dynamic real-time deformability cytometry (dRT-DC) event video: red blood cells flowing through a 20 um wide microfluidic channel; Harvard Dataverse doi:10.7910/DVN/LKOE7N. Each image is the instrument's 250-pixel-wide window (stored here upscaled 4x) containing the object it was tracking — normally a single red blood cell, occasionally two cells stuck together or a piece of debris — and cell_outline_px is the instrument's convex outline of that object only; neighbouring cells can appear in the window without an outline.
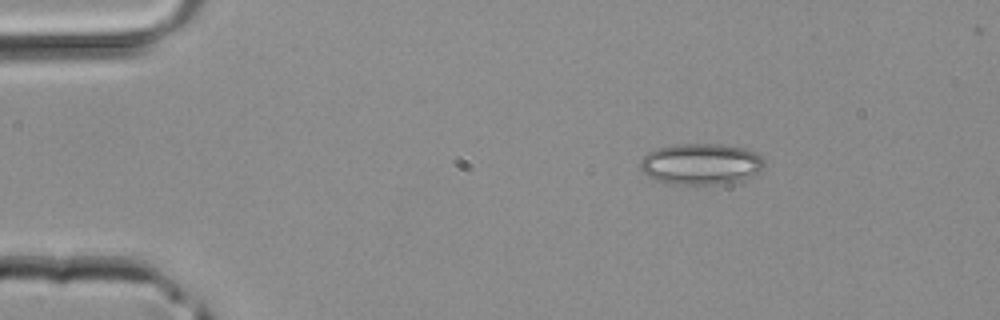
{"species": "common noctule bat (a hibernating species)", "species_latin": "Nyctalus noctula", "temperature_condition": "room temperature", "stored_images_in_passage": 36, "camera_frame_rate_fps": 3000, "um_per_image_px": 0.085, "animal": {"sex": "male", "body_mass_g": 20.4}, "frame": {"image": 1, "passage_image": 1, "time_ms": 0.0, "image_size_px": [1000, 320], "cell_outline_px": [[764, 164], [752, 176], [740, 180], [720, 184], [668, 184], [644, 172], [640, 168], [640, 160], [648, 152], [656, 148], [676, 144], [720, 144], [744, 148], [756, 152], [764, 160]], "centroid_in_image_um": [59.57, 13.92], "position_along_channel_um": 25.4, "area_um2": 29.48}}
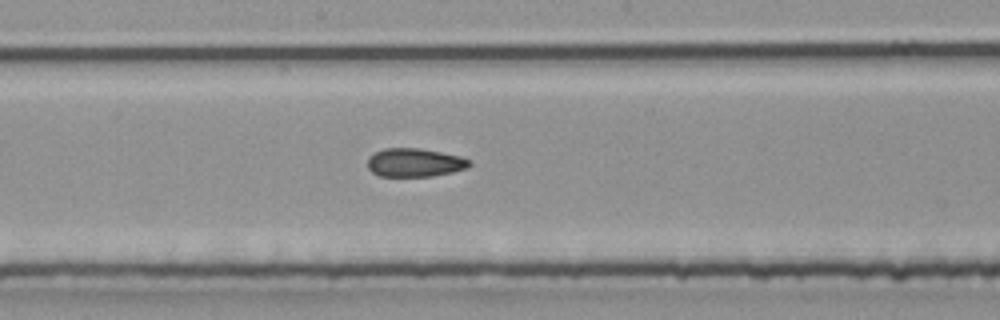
{"frame": {"image": 2, "passage_image": 17, "time_ms": 5.333, "image_size_px": [1000, 320], "cell_outline_px": [[472, 164], [468, 168], [452, 172], [432, 176], [380, 176], [372, 172], [368, 168], [368, 160], [376, 152], [384, 148], [420, 148], [460, 156], [468, 160]], "centroid_in_image_um": [35.27, 13.82], "position_along_channel_um": 212.9, "area_um2": 16.76}}
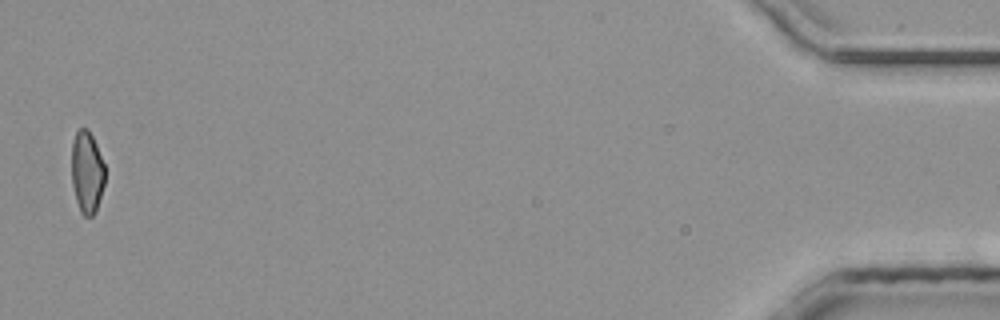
{"frame": {"image": 3, "passage_image": 36, "time_ms": 11.667, "image_size_px": [1000, 320], "cell_outline_px": [[104, 184], [96, 212], [92, 216], [84, 216], [80, 212], [76, 200], [72, 184], [72, 140], [76, 132], [80, 128], [88, 128], [96, 144], [104, 164]], "centroid_in_image_um": [7.38, 14.63], "position_along_channel_um": 427.8, "area_um2": 15.95}}